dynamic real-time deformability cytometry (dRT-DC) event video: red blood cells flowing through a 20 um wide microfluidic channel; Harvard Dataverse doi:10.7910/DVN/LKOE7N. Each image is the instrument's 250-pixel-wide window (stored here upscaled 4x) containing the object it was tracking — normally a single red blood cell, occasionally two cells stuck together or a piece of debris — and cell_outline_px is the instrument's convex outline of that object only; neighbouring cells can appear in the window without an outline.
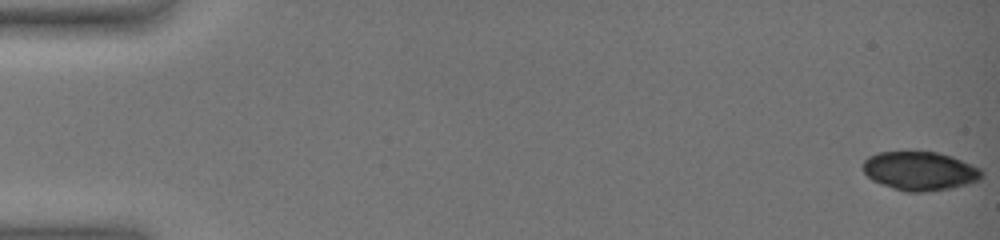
{"species": "common noctule bat (a hibernating species)", "species_latin": "Nyctalus noctula", "temperature_condition": "warm", "stored_images_in_passage": 56, "camera_frame_rate_fps": 3000, "um_per_image_px": 0.085, "animal": {"sex": "female", "body_mass_g": 19.0, "forearm_length_mm": 51.5}, "frame": {"image": 1, "passage_image": 1, "time_ms": 0.0, "image_size_px": [1000, 240], "cell_outline_px": [[984, 176], [980, 180], [968, 184], [948, 188], [924, 192], [908, 192], [880, 184], [872, 180], [864, 172], [864, 160], [868, 156], [876, 152], [936, 152], [952, 156], [972, 164], [980, 168], [984, 172]], "centroid_in_image_um": [78.22, 14.53], "position_along_channel_um": 6.8, "area_um2": 26.88}}
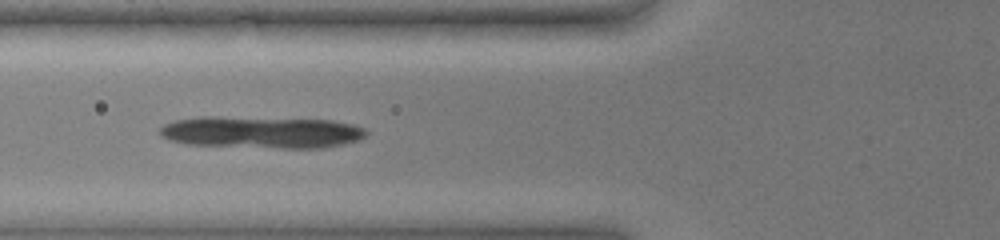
{"frame": {"image": 2, "passage_image": 24, "time_ms": 7.667, "image_size_px": [1000, 240], "cell_outline_px": [[368, 132], [360, 140], [344, 144], [324, 148], [284, 148], [184, 144], [168, 140], [160, 136], [160, 128], [164, 124], [176, 120], [332, 120], [352, 124], [364, 128]], "centroid_in_image_um": [22.36, 11.32], "position_along_channel_um": 103.4, "area_um2": 36.24}}
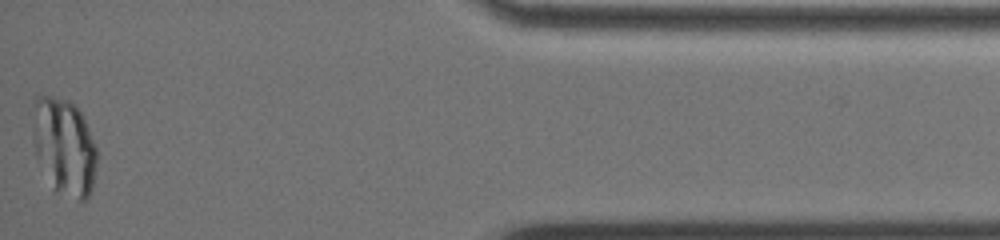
{"frame": {"image": 3, "passage_image": 56, "time_ms": 18.333, "image_size_px": [1000, 240], "cell_outline_px": [[96, 164], [92, 188], [88, 196], [84, 200], [80, 200], [56, 192], [36, 156], [32, 140], [32, 100], [36, 96], [52, 96], [68, 100], [80, 112], [84, 120], [96, 148]], "centroid_in_image_um": [5.41, 12.42], "position_along_channel_um": 429.8, "area_um2": 36.13}}